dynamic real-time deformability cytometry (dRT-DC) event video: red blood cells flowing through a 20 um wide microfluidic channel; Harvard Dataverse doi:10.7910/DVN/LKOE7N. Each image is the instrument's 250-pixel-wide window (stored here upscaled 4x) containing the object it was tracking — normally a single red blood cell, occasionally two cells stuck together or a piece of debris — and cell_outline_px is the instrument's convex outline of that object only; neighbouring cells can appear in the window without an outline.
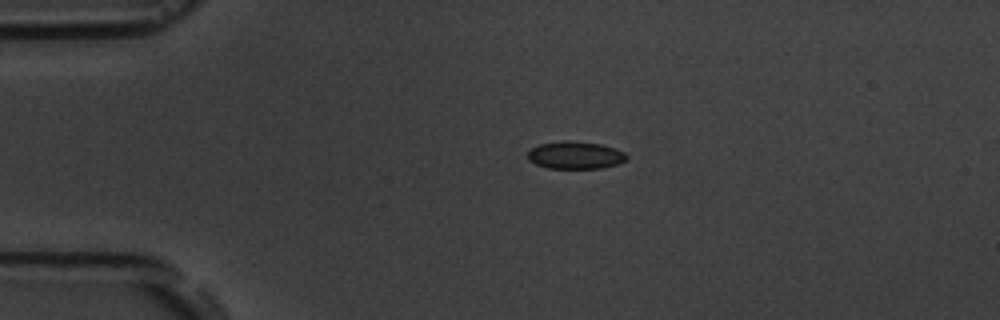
{"species": "common noctule bat (a hibernating species)", "species_latin": "Nyctalus noctula", "temperature_condition": "room temperature", "stored_images_in_passage": 2, "camera_frame_rate_fps": 3000, "um_per_image_px": 0.085, "animal": {"sex": "male", "body_mass_g": 19.5, "forearm_length_mm": 54.6}, "frame": {"image": 1, "passage_image": 1, "time_ms": 0.0, "image_size_px": [1000, 320], "cell_outline_px": [[628, 156], [624, 160], [616, 164], [600, 168], [548, 168], [536, 164], [528, 160], [528, 152], [532, 148], [540, 144], [564, 140], [568, 140], [600, 144], [624, 152]], "centroid_in_image_um": [48.86, 13.19], "position_along_channel_um": 36.1, "area_um2": 15.61}}